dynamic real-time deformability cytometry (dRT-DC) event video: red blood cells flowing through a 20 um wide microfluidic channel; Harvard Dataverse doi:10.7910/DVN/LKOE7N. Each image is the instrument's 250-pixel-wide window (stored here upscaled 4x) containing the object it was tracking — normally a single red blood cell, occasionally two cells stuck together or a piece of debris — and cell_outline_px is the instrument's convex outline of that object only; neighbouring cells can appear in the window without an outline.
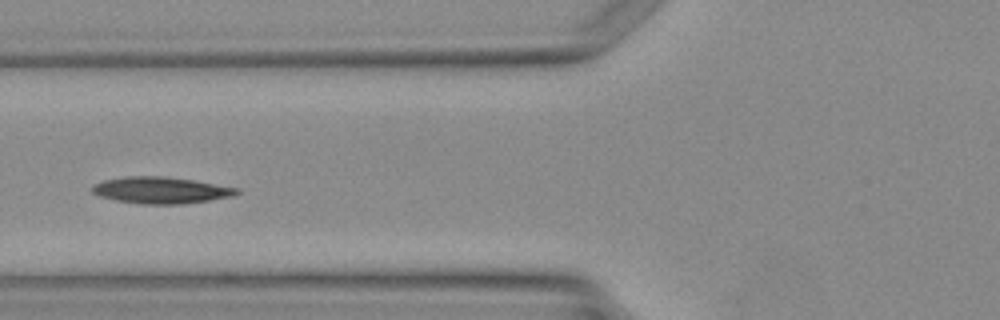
{"species": "Egyptian fruit bat (a non-hibernating species)", "species_latin": "Rousettus aegyptiacus", "temperature_condition": "warm", "stored_images_in_passage": 4, "camera_frame_rate_fps": 3000, "um_per_image_px": 0.085, "animal": {"sex": "female"}, "frame": {"image": 1, "passage_image": 4, "time_ms": 3.667, "image_size_px": [1000, 320], "cell_outline_px": [[240, 192], [236, 196], [180, 204], [140, 204], [116, 200], [100, 196], [92, 192], [92, 188], [96, 184], [104, 180], [124, 176], [164, 176], [196, 180], [240, 188]], "centroid_in_image_um": [13.74, 16.16], "position_along_channel_um": 112.1, "area_um2": 22.48}}